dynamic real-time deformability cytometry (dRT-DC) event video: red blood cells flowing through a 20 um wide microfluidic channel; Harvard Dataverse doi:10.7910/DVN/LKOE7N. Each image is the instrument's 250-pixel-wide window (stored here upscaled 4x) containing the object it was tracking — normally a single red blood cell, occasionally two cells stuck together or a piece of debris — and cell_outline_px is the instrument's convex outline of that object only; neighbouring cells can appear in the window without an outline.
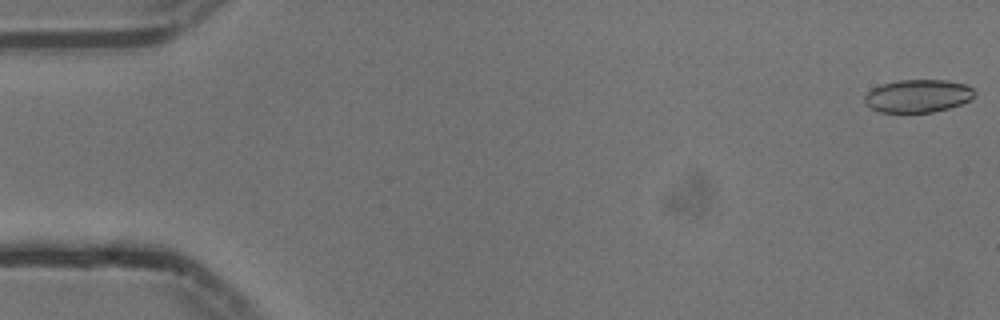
{"species": "common noctule bat (a hibernating species)", "species_latin": "Nyctalus noctula", "temperature_condition": "cold", "stored_images_in_passage": 55, "camera_frame_rate_fps": 3000, "um_per_image_px": 0.085, "animal": {"sex": "male", "body_mass_g": 13.3}, "frame": {"image": 1, "passage_image": 1, "time_ms": 0.0, "image_size_px": [1000, 320], "cell_outline_px": [[976, 92], [968, 100], [960, 104], [948, 108], [932, 112], [880, 112], [864, 104], [864, 96], [872, 88], [880, 84], [900, 80], [948, 80], [964, 84], [972, 88]], "centroid_in_image_um": [77.98, 8.15], "position_along_channel_um": 7.0, "area_um2": 20.98}}
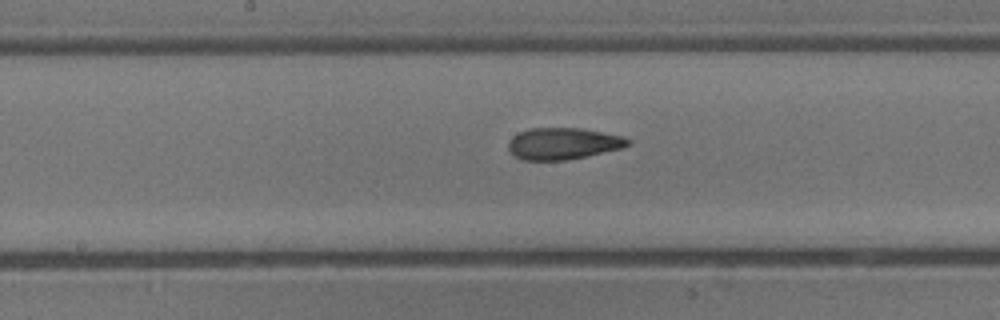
{"frame": {"image": 2, "passage_image": 28, "time_ms": 9.0, "image_size_px": [1000, 320], "cell_outline_px": [[632, 140], [624, 148], [568, 160], [524, 160], [516, 156], [508, 148], [508, 144], [512, 136], [528, 128], [584, 128], [624, 136]], "centroid_in_image_um": [47.91, 12.19], "position_along_channel_um": 200.3, "area_um2": 22.2}}
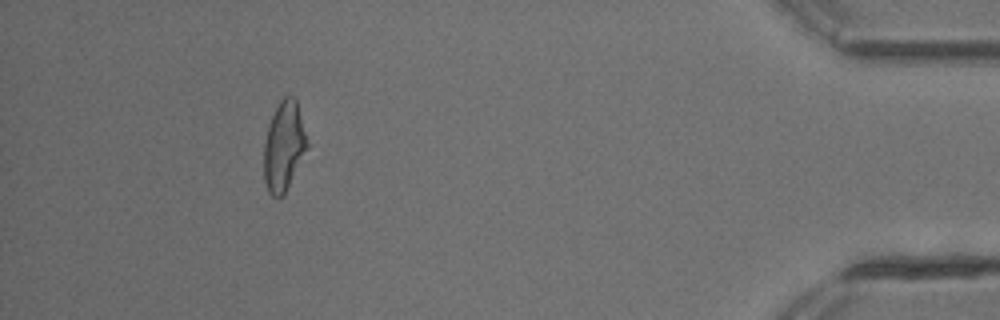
{"frame": {"image": 3, "passage_image": 50, "time_ms": 16.333, "image_size_px": [1000, 320], "cell_outline_px": [[308, 148], [284, 196], [272, 196], [268, 192], [264, 180], [264, 144], [268, 128], [272, 116], [280, 100], [284, 96], [296, 96], [308, 144]], "centroid_in_image_um": [24.14, 12.44], "position_along_channel_um": 411.1, "area_um2": 22.54}, "authors_computed_cell_mechanics": {"area_um2": 22.1952, "velocity_mm_per_s": 3.7482, "shape_relaxation_time_tau1_ms": 8.82, "shape_relaxation_time_tau2_ms": 2.5559, "deformation_change_tau1": 0.2303, "deformation_change_tau2": 0.1033}}